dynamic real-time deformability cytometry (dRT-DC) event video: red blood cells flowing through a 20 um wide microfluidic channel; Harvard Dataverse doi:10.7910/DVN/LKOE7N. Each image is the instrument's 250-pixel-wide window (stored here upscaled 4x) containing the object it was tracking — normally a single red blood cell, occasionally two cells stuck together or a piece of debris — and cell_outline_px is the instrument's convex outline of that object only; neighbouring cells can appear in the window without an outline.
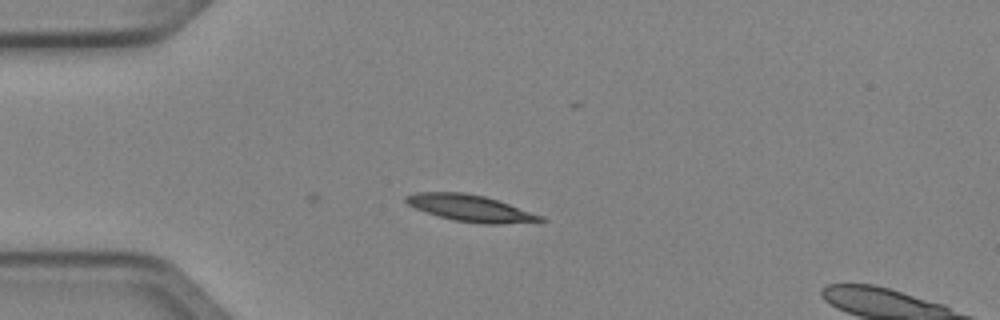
{"species": "Egyptian fruit bat (a non-hibernating species)", "species_latin": "Rousettus aegyptiacus", "temperature_condition": "cold", "stored_images_in_passage": 9, "camera_frame_rate_fps": 3000, "um_per_image_px": 0.085, "animal": {"sex": "female"}, "frame": {"image": 1, "passage_image": 9, "time_ms": 2.667, "image_size_px": [1000, 320], "cell_outline_px": [[548, 220], [500, 224], [484, 224], [456, 220], [424, 212], [408, 204], [404, 200], [404, 196], [416, 192], [464, 192], [484, 196], [544, 216]], "centroid_in_image_um": [39.96, 17.68], "position_along_channel_um": 45.0, "area_um2": 20.58}}